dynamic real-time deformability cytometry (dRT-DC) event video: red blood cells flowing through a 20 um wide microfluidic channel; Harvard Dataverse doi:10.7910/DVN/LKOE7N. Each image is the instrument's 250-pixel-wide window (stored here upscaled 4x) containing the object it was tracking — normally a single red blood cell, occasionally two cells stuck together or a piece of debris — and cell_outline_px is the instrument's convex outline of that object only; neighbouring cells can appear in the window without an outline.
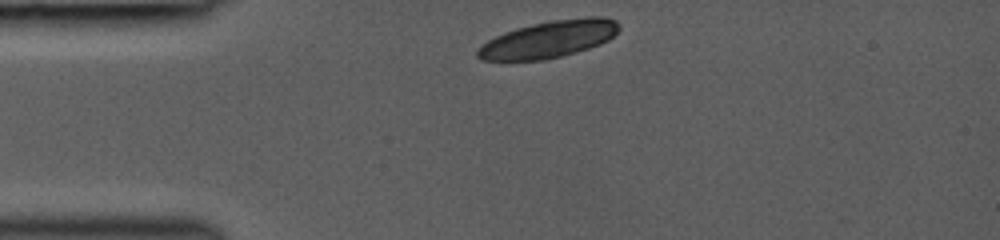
{"species": "common noctule bat (a hibernating species)", "species_latin": "Nyctalus noctula", "temperature_condition": "room temperature", "stored_images_in_passage": 4, "camera_frame_rate_fps": 3000, "um_per_image_px": 0.085, "animal": {"sex": "female", "body_mass_g": 19.0, "forearm_length_mm": 53.3}, "frame": {"image": 1, "passage_image": 1, "time_ms": 0.0, "image_size_px": [1000, 240], "cell_outline_px": [[620, 28], [608, 40], [600, 44], [588, 48], [560, 56], [544, 60], [480, 60], [476, 56], [476, 48], [480, 44], [504, 32], [516, 28], [548, 20], [588, 16], [604, 16], [616, 20], [620, 24]], "centroid_in_image_um": [46.64, 3.31], "position_along_channel_um": 38.4, "area_um2": 30.69}}